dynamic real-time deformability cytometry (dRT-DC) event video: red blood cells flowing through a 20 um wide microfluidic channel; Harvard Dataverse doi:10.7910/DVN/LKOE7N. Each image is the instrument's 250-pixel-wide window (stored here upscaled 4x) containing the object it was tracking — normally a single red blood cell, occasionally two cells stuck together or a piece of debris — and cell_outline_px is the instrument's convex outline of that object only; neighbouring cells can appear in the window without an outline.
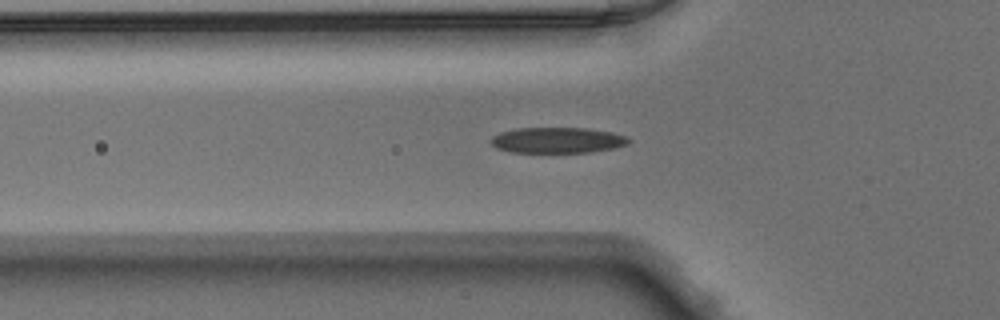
{"species": "Egyptian fruit bat (a non-hibernating species)", "species_latin": "Rousettus aegyptiacus", "temperature_condition": "warm", "stored_images_in_passage": 37, "camera_frame_rate_fps": 3000, "um_per_image_px": 0.085, "animal": {"sex": "male"}, "frame": {"image": 1, "passage_image": 9, "time_ms": 2.667, "image_size_px": [1000, 320], "cell_outline_px": [[632, 140], [628, 144], [612, 148], [592, 152], [512, 152], [496, 148], [488, 140], [492, 136], [500, 132], [520, 128], [584, 128], [612, 132], [624, 136]], "centroid_in_image_um": [47.35, 11.92], "position_along_channel_um": 78.4, "area_um2": 20.58}}
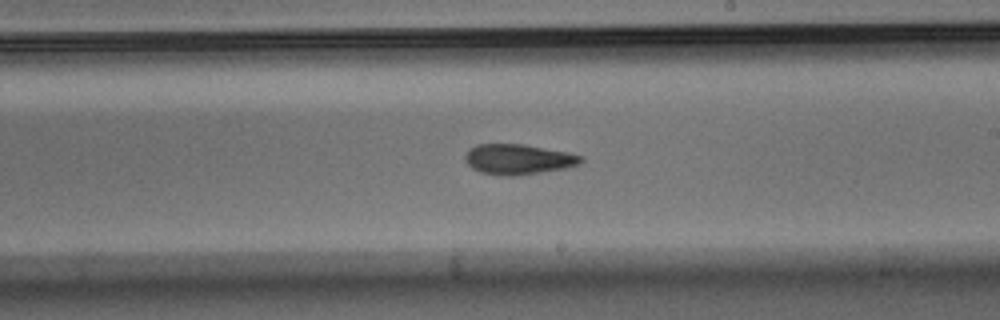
{"frame": {"image": 2, "passage_image": 21, "time_ms": 6.667, "image_size_px": [1000, 320], "cell_outline_px": [[584, 160], [580, 164], [564, 168], [540, 172], [512, 176], [508, 176], [480, 172], [472, 168], [464, 160], [464, 156], [468, 148], [476, 144], [524, 144], [568, 152], [584, 156]], "centroid_in_image_um": [44.04, 13.52], "position_along_channel_um": 245.0, "area_um2": 20.52}}
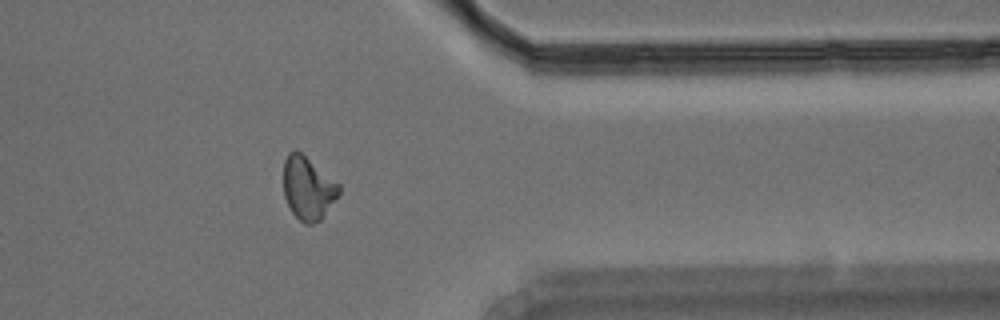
{"frame": {"image": 3, "passage_image": 32, "time_ms": 10.333, "image_size_px": [1000, 320], "cell_outline_px": [[340, 192], [320, 220], [312, 224], [304, 224], [292, 212], [284, 196], [284, 160], [288, 152], [296, 148], [340, 184]], "centroid_in_image_um": [26.16, 15.96], "position_along_channel_um": 385.2, "area_um2": 20.29}}